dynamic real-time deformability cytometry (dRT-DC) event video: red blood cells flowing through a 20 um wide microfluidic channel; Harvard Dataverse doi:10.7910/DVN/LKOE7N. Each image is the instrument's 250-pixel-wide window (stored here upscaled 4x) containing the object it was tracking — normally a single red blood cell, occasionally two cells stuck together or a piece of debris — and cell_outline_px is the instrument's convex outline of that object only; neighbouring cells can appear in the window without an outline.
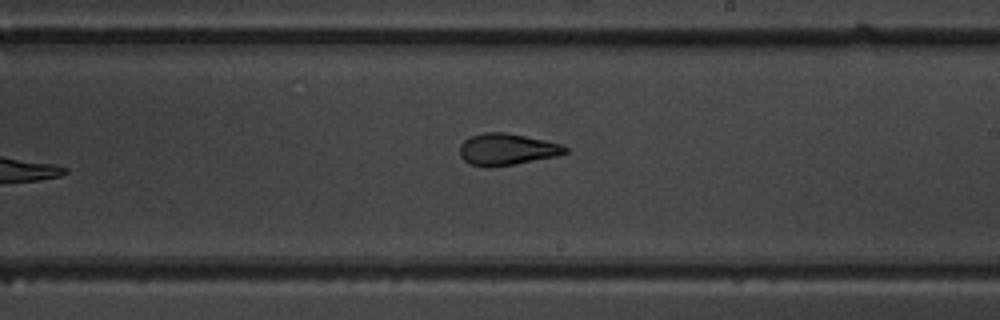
{"species": "common noctule bat (a hibernating species)", "species_latin": "Nyctalus noctula", "temperature_condition": "warm", "stored_images_in_passage": 8, "camera_frame_rate_fps": 3000, "um_per_image_px": 0.085, "animal": {"sex": "male", "body_mass_g": 19.5, "forearm_length_mm": 54.6}, "frame": {"image": 1, "passage_image": 7, "time_ms": 7.0, "image_size_px": [1000, 320], "cell_outline_px": [[568, 152], [556, 156], [516, 164], [484, 168], [472, 164], [464, 160], [460, 156], [460, 144], [464, 140], [472, 136], [484, 132], [504, 132], [544, 140], [560, 144], [568, 148]], "centroid_in_image_um": [43.07, 12.7], "position_along_channel_um": 245.9, "area_um2": 19.36}}